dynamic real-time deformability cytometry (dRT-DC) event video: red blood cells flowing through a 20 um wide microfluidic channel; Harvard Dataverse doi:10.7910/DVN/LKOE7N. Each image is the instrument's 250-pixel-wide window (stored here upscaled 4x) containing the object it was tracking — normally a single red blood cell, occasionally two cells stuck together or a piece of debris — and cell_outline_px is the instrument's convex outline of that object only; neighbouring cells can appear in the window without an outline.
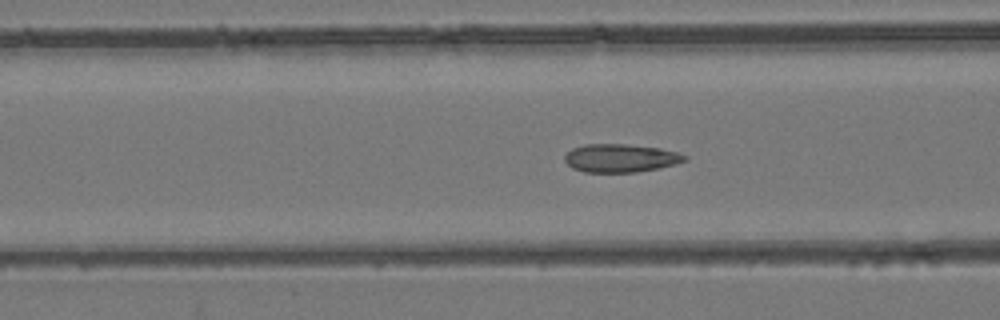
{"species": "common noctule bat (a hibernating species)", "species_latin": "Nyctalus noctula", "temperature_condition": "room temperature", "stored_images_in_passage": 37, "camera_frame_rate_fps": 3000, "um_per_image_px": 0.085, "animal": {"sex": "female", "body_mass_g": 24.6, "forearm_length_mm": 56.2}, "frame": {"image": 1, "passage_image": 4, "time_ms": 1.0, "image_size_px": [1000, 320], "cell_outline_px": [[688, 160], [676, 164], [660, 168], [636, 172], [584, 172], [572, 168], [564, 160], [564, 156], [572, 148], [584, 144], [624, 144], [660, 148], [676, 152], [688, 156]], "centroid_in_image_um": [52.75, 13.44], "position_along_channel_um": 113.8, "area_um2": 19.83}}
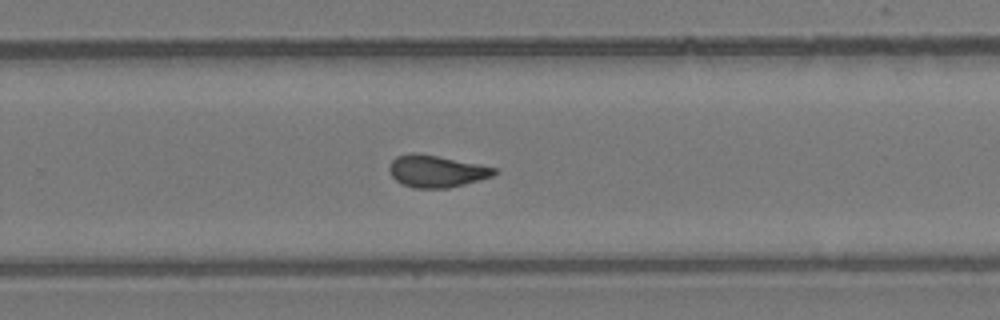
{"frame": {"image": 2, "passage_image": 18, "time_ms": 5.667, "image_size_px": [1000, 320], "cell_outline_px": [[500, 172], [492, 176], [464, 184], [448, 188], [412, 188], [400, 184], [392, 176], [388, 168], [392, 160], [396, 156], [412, 152], [436, 156], [480, 164], [496, 168]], "centroid_in_image_um": [37.08, 14.56], "position_along_channel_um": 292.7, "area_um2": 19.59}}
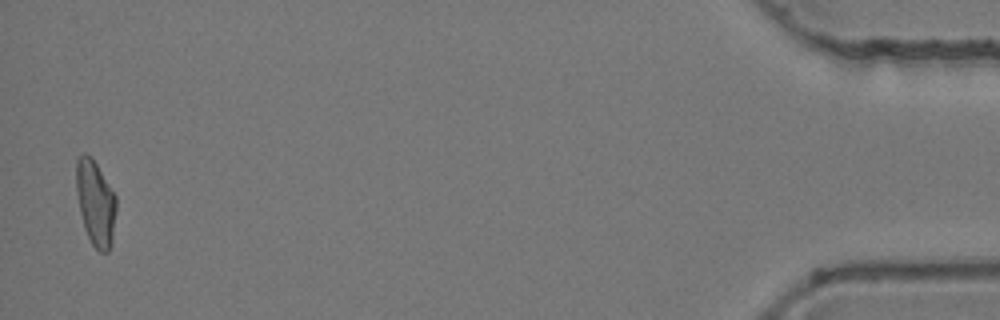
{"frame": {"image": 3, "passage_image": 36, "time_ms": 11.667, "image_size_px": [1000, 320], "cell_outline_px": [[116, 212], [112, 244], [108, 252], [100, 252], [92, 244], [84, 228], [80, 212], [76, 192], [76, 160], [84, 152], [92, 156], [116, 196]], "centroid_in_image_um": [8.12, 17.24], "position_along_channel_um": 427.1, "area_um2": 20.06}}